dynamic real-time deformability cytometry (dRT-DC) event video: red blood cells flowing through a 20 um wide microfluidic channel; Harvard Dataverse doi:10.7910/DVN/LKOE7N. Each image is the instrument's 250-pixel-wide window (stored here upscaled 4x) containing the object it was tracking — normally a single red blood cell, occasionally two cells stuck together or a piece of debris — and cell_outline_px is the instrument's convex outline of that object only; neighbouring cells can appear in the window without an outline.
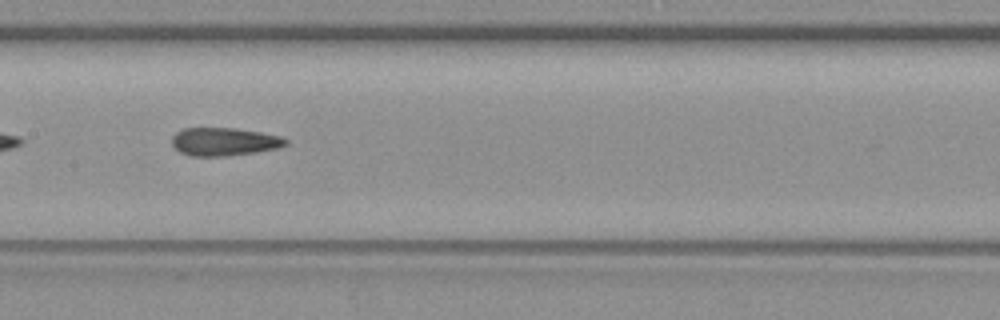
{"species": "common noctule bat (a hibernating species)", "species_latin": "Nyctalus noctula", "temperature_condition": "warm", "stored_images_in_passage": 20, "camera_frame_rate_fps": 3000, "um_per_image_px": 0.085, "animal": {"sex": "female", "body_mass_g": 19.3, "forearm_length_mm": 54.1}, "frame": {"image": 1, "passage_image": 17, "time_ms": 5.333, "image_size_px": [1000, 320], "cell_outline_px": [[288, 144], [276, 148], [256, 152], [224, 156], [192, 156], [180, 152], [172, 144], [172, 136], [176, 132], [184, 128], [236, 128], [260, 132], [280, 136], [288, 140]], "centroid_in_image_um": [19.04, 12.04], "position_along_channel_um": 188.4, "area_um2": 18.55}}